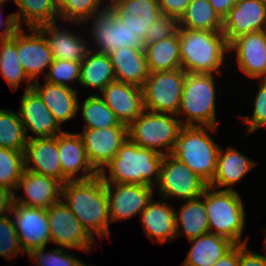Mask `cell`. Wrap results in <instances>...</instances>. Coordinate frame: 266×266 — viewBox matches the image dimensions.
<instances>
[{"label": "cell", "mask_w": 266, "mask_h": 266, "mask_svg": "<svg viewBox=\"0 0 266 266\" xmlns=\"http://www.w3.org/2000/svg\"><path fill=\"white\" fill-rule=\"evenodd\" d=\"M0 74L13 91L22 82H28L25 91L32 89L33 83L24 72L18 57L16 32L11 38L0 40Z\"/></svg>", "instance_id": "e575fe53"}, {"label": "cell", "mask_w": 266, "mask_h": 266, "mask_svg": "<svg viewBox=\"0 0 266 266\" xmlns=\"http://www.w3.org/2000/svg\"><path fill=\"white\" fill-rule=\"evenodd\" d=\"M240 72L250 79H266V30L242 34L229 43Z\"/></svg>", "instance_id": "e0dca14e"}, {"label": "cell", "mask_w": 266, "mask_h": 266, "mask_svg": "<svg viewBox=\"0 0 266 266\" xmlns=\"http://www.w3.org/2000/svg\"><path fill=\"white\" fill-rule=\"evenodd\" d=\"M68 28L58 25V21L38 27L49 44L53 60L82 62L90 50V41L86 35L81 33L79 35Z\"/></svg>", "instance_id": "7402d4cb"}, {"label": "cell", "mask_w": 266, "mask_h": 266, "mask_svg": "<svg viewBox=\"0 0 266 266\" xmlns=\"http://www.w3.org/2000/svg\"><path fill=\"white\" fill-rule=\"evenodd\" d=\"M266 30V0H238L223 19V35L228 43L236 37Z\"/></svg>", "instance_id": "ffe728a7"}, {"label": "cell", "mask_w": 266, "mask_h": 266, "mask_svg": "<svg viewBox=\"0 0 266 266\" xmlns=\"http://www.w3.org/2000/svg\"><path fill=\"white\" fill-rule=\"evenodd\" d=\"M50 239L60 248L91 252L96 248L95 239L86 231L61 198L47 209ZM95 247V248H94Z\"/></svg>", "instance_id": "8fae6325"}, {"label": "cell", "mask_w": 266, "mask_h": 266, "mask_svg": "<svg viewBox=\"0 0 266 266\" xmlns=\"http://www.w3.org/2000/svg\"><path fill=\"white\" fill-rule=\"evenodd\" d=\"M218 127L182 126L169 155L176 157L199 175L208 184L212 181L217 166L220 146L210 133Z\"/></svg>", "instance_id": "277c9868"}, {"label": "cell", "mask_w": 266, "mask_h": 266, "mask_svg": "<svg viewBox=\"0 0 266 266\" xmlns=\"http://www.w3.org/2000/svg\"><path fill=\"white\" fill-rule=\"evenodd\" d=\"M78 134L82 138L90 164L100 173L128 139V128L114 126L103 129H83V132Z\"/></svg>", "instance_id": "9a60e30c"}, {"label": "cell", "mask_w": 266, "mask_h": 266, "mask_svg": "<svg viewBox=\"0 0 266 266\" xmlns=\"http://www.w3.org/2000/svg\"><path fill=\"white\" fill-rule=\"evenodd\" d=\"M212 266H239V244H235Z\"/></svg>", "instance_id": "c3c4849f"}, {"label": "cell", "mask_w": 266, "mask_h": 266, "mask_svg": "<svg viewBox=\"0 0 266 266\" xmlns=\"http://www.w3.org/2000/svg\"><path fill=\"white\" fill-rule=\"evenodd\" d=\"M210 233L225 237L234 244H248L242 240L246 225L245 205L237 190H217L208 186L204 191Z\"/></svg>", "instance_id": "5b68a950"}, {"label": "cell", "mask_w": 266, "mask_h": 266, "mask_svg": "<svg viewBox=\"0 0 266 266\" xmlns=\"http://www.w3.org/2000/svg\"><path fill=\"white\" fill-rule=\"evenodd\" d=\"M239 266H266V260L261 254L251 251L247 244H239Z\"/></svg>", "instance_id": "bcb514c9"}, {"label": "cell", "mask_w": 266, "mask_h": 266, "mask_svg": "<svg viewBox=\"0 0 266 266\" xmlns=\"http://www.w3.org/2000/svg\"><path fill=\"white\" fill-rule=\"evenodd\" d=\"M48 69L44 81L69 88H73L72 83H79L81 62L53 60Z\"/></svg>", "instance_id": "60d3db41"}, {"label": "cell", "mask_w": 266, "mask_h": 266, "mask_svg": "<svg viewBox=\"0 0 266 266\" xmlns=\"http://www.w3.org/2000/svg\"><path fill=\"white\" fill-rule=\"evenodd\" d=\"M3 5L5 4H0V9H2ZM2 27H4V29L1 30ZM18 29H19V26L17 25V22L15 20L14 13L7 15L6 20H3L0 18V38L1 39L11 38Z\"/></svg>", "instance_id": "7dc6e473"}, {"label": "cell", "mask_w": 266, "mask_h": 266, "mask_svg": "<svg viewBox=\"0 0 266 266\" xmlns=\"http://www.w3.org/2000/svg\"><path fill=\"white\" fill-rule=\"evenodd\" d=\"M19 106L18 113L28 139L55 137L64 131L33 89L24 90ZM28 131L35 136H29Z\"/></svg>", "instance_id": "d6986e66"}, {"label": "cell", "mask_w": 266, "mask_h": 266, "mask_svg": "<svg viewBox=\"0 0 266 266\" xmlns=\"http://www.w3.org/2000/svg\"><path fill=\"white\" fill-rule=\"evenodd\" d=\"M82 109V110H81ZM81 111L83 129H99L114 126H127L120 123L114 112L106 105L103 99L97 94H91L83 100L82 105L78 101V111Z\"/></svg>", "instance_id": "d590c367"}, {"label": "cell", "mask_w": 266, "mask_h": 266, "mask_svg": "<svg viewBox=\"0 0 266 266\" xmlns=\"http://www.w3.org/2000/svg\"><path fill=\"white\" fill-rule=\"evenodd\" d=\"M181 67L186 73L220 74L229 54L223 32L178 28Z\"/></svg>", "instance_id": "3957f363"}, {"label": "cell", "mask_w": 266, "mask_h": 266, "mask_svg": "<svg viewBox=\"0 0 266 266\" xmlns=\"http://www.w3.org/2000/svg\"><path fill=\"white\" fill-rule=\"evenodd\" d=\"M25 128L17 112L0 109V147L24 151L28 144Z\"/></svg>", "instance_id": "8d00e7d4"}, {"label": "cell", "mask_w": 266, "mask_h": 266, "mask_svg": "<svg viewBox=\"0 0 266 266\" xmlns=\"http://www.w3.org/2000/svg\"><path fill=\"white\" fill-rule=\"evenodd\" d=\"M191 0H158L162 14L171 15L177 20L184 14Z\"/></svg>", "instance_id": "f6af8a7d"}, {"label": "cell", "mask_w": 266, "mask_h": 266, "mask_svg": "<svg viewBox=\"0 0 266 266\" xmlns=\"http://www.w3.org/2000/svg\"><path fill=\"white\" fill-rule=\"evenodd\" d=\"M13 205V192L0 186V218L11 213Z\"/></svg>", "instance_id": "681fc988"}, {"label": "cell", "mask_w": 266, "mask_h": 266, "mask_svg": "<svg viewBox=\"0 0 266 266\" xmlns=\"http://www.w3.org/2000/svg\"><path fill=\"white\" fill-rule=\"evenodd\" d=\"M185 78L182 68L150 73L141 87L144 109L177 115Z\"/></svg>", "instance_id": "30bf717a"}, {"label": "cell", "mask_w": 266, "mask_h": 266, "mask_svg": "<svg viewBox=\"0 0 266 266\" xmlns=\"http://www.w3.org/2000/svg\"><path fill=\"white\" fill-rule=\"evenodd\" d=\"M19 242L27 254L51 243L47 210L13 203L11 213Z\"/></svg>", "instance_id": "4fadbf2b"}, {"label": "cell", "mask_w": 266, "mask_h": 266, "mask_svg": "<svg viewBox=\"0 0 266 266\" xmlns=\"http://www.w3.org/2000/svg\"><path fill=\"white\" fill-rule=\"evenodd\" d=\"M115 73L109 55L89 50L81 62L79 84L101 92L115 81Z\"/></svg>", "instance_id": "1f68e13d"}, {"label": "cell", "mask_w": 266, "mask_h": 266, "mask_svg": "<svg viewBox=\"0 0 266 266\" xmlns=\"http://www.w3.org/2000/svg\"><path fill=\"white\" fill-rule=\"evenodd\" d=\"M66 250L56 247L48 252L45 246L32 249L26 255L29 259H33L36 266H93L85 264L75 254Z\"/></svg>", "instance_id": "ab89813d"}, {"label": "cell", "mask_w": 266, "mask_h": 266, "mask_svg": "<svg viewBox=\"0 0 266 266\" xmlns=\"http://www.w3.org/2000/svg\"><path fill=\"white\" fill-rule=\"evenodd\" d=\"M182 126L174 114L144 109L141 115L127 126L128 139L139 147L168 155Z\"/></svg>", "instance_id": "52a82bcc"}, {"label": "cell", "mask_w": 266, "mask_h": 266, "mask_svg": "<svg viewBox=\"0 0 266 266\" xmlns=\"http://www.w3.org/2000/svg\"><path fill=\"white\" fill-rule=\"evenodd\" d=\"M108 195L109 218L111 223L140 216L153 199L154 187L140 184L106 183Z\"/></svg>", "instance_id": "7c38bea8"}, {"label": "cell", "mask_w": 266, "mask_h": 266, "mask_svg": "<svg viewBox=\"0 0 266 266\" xmlns=\"http://www.w3.org/2000/svg\"><path fill=\"white\" fill-rule=\"evenodd\" d=\"M100 94L99 96L114 112L120 123L127 126L144 110L142 88L137 85L115 80L109 83Z\"/></svg>", "instance_id": "44dd1931"}, {"label": "cell", "mask_w": 266, "mask_h": 266, "mask_svg": "<svg viewBox=\"0 0 266 266\" xmlns=\"http://www.w3.org/2000/svg\"><path fill=\"white\" fill-rule=\"evenodd\" d=\"M178 30V20L171 15L161 14L149 28L144 44L157 43L172 36Z\"/></svg>", "instance_id": "ee69618b"}, {"label": "cell", "mask_w": 266, "mask_h": 266, "mask_svg": "<svg viewBox=\"0 0 266 266\" xmlns=\"http://www.w3.org/2000/svg\"><path fill=\"white\" fill-rule=\"evenodd\" d=\"M107 4L108 0H56L59 20L76 26L86 23Z\"/></svg>", "instance_id": "74e56055"}, {"label": "cell", "mask_w": 266, "mask_h": 266, "mask_svg": "<svg viewBox=\"0 0 266 266\" xmlns=\"http://www.w3.org/2000/svg\"><path fill=\"white\" fill-rule=\"evenodd\" d=\"M261 84L257 89L253 103L252 116H241L246 126L245 134L250 135L263 126L266 127V79H260Z\"/></svg>", "instance_id": "7bdbcfd3"}, {"label": "cell", "mask_w": 266, "mask_h": 266, "mask_svg": "<svg viewBox=\"0 0 266 266\" xmlns=\"http://www.w3.org/2000/svg\"><path fill=\"white\" fill-rule=\"evenodd\" d=\"M88 22L90 25L88 37L93 40L90 49L100 54L108 55L122 47L144 48L145 46L143 39L134 33L128 25L123 24L108 4L101 11L96 12L86 23Z\"/></svg>", "instance_id": "ba28073f"}, {"label": "cell", "mask_w": 266, "mask_h": 266, "mask_svg": "<svg viewBox=\"0 0 266 266\" xmlns=\"http://www.w3.org/2000/svg\"><path fill=\"white\" fill-rule=\"evenodd\" d=\"M215 79V74L186 73L181 105L176 115L183 126H219Z\"/></svg>", "instance_id": "8992f818"}, {"label": "cell", "mask_w": 266, "mask_h": 266, "mask_svg": "<svg viewBox=\"0 0 266 266\" xmlns=\"http://www.w3.org/2000/svg\"><path fill=\"white\" fill-rule=\"evenodd\" d=\"M163 200L153 198L139 216L145 235L161 245L176 239L175 208Z\"/></svg>", "instance_id": "cb8c5ba5"}, {"label": "cell", "mask_w": 266, "mask_h": 266, "mask_svg": "<svg viewBox=\"0 0 266 266\" xmlns=\"http://www.w3.org/2000/svg\"><path fill=\"white\" fill-rule=\"evenodd\" d=\"M208 183L183 162L171 155H164L159 180L154 187L164 200H191L202 196Z\"/></svg>", "instance_id": "9c48e42d"}, {"label": "cell", "mask_w": 266, "mask_h": 266, "mask_svg": "<svg viewBox=\"0 0 266 266\" xmlns=\"http://www.w3.org/2000/svg\"><path fill=\"white\" fill-rule=\"evenodd\" d=\"M163 156L155 150L139 147L127 139L99 175L106 183L155 187L159 180ZM106 170L110 174L109 177Z\"/></svg>", "instance_id": "7a4b0ae2"}, {"label": "cell", "mask_w": 266, "mask_h": 266, "mask_svg": "<svg viewBox=\"0 0 266 266\" xmlns=\"http://www.w3.org/2000/svg\"><path fill=\"white\" fill-rule=\"evenodd\" d=\"M26 254L20 245L11 215L0 218V256L12 260Z\"/></svg>", "instance_id": "b9f144b4"}, {"label": "cell", "mask_w": 266, "mask_h": 266, "mask_svg": "<svg viewBox=\"0 0 266 266\" xmlns=\"http://www.w3.org/2000/svg\"><path fill=\"white\" fill-rule=\"evenodd\" d=\"M24 170V151L0 147V186L14 193Z\"/></svg>", "instance_id": "f35d334b"}, {"label": "cell", "mask_w": 266, "mask_h": 266, "mask_svg": "<svg viewBox=\"0 0 266 266\" xmlns=\"http://www.w3.org/2000/svg\"><path fill=\"white\" fill-rule=\"evenodd\" d=\"M18 11L14 13L19 28H38L41 25L59 20L56 0H11Z\"/></svg>", "instance_id": "d6a6232c"}, {"label": "cell", "mask_w": 266, "mask_h": 266, "mask_svg": "<svg viewBox=\"0 0 266 266\" xmlns=\"http://www.w3.org/2000/svg\"><path fill=\"white\" fill-rule=\"evenodd\" d=\"M117 81L142 87L150 71L143 48L122 47L108 54Z\"/></svg>", "instance_id": "83f0119b"}, {"label": "cell", "mask_w": 266, "mask_h": 266, "mask_svg": "<svg viewBox=\"0 0 266 266\" xmlns=\"http://www.w3.org/2000/svg\"><path fill=\"white\" fill-rule=\"evenodd\" d=\"M176 238L185 235L189 240L209 233L208 215L204 203V193L187 200L178 210L175 208Z\"/></svg>", "instance_id": "f546056e"}, {"label": "cell", "mask_w": 266, "mask_h": 266, "mask_svg": "<svg viewBox=\"0 0 266 266\" xmlns=\"http://www.w3.org/2000/svg\"><path fill=\"white\" fill-rule=\"evenodd\" d=\"M216 13L224 19L238 0H209Z\"/></svg>", "instance_id": "f907efd6"}, {"label": "cell", "mask_w": 266, "mask_h": 266, "mask_svg": "<svg viewBox=\"0 0 266 266\" xmlns=\"http://www.w3.org/2000/svg\"><path fill=\"white\" fill-rule=\"evenodd\" d=\"M23 189L24 196H17ZM16 193V194H15ZM62 196V183L50 176L24 170L13 193V203L47 210Z\"/></svg>", "instance_id": "ac0fdd59"}, {"label": "cell", "mask_w": 266, "mask_h": 266, "mask_svg": "<svg viewBox=\"0 0 266 266\" xmlns=\"http://www.w3.org/2000/svg\"><path fill=\"white\" fill-rule=\"evenodd\" d=\"M61 198L93 238L96 237L94 233L102 240L110 236L108 195L100 175L62 184Z\"/></svg>", "instance_id": "6da1fadb"}, {"label": "cell", "mask_w": 266, "mask_h": 266, "mask_svg": "<svg viewBox=\"0 0 266 266\" xmlns=\"http://www.w3.org/2000/svg\"><path fill=\"white\" fill-rule=\"evenodd\" d=\"M24 161L26 170L53 177L62 183L57 136L29 139L24 150Z\"/></svg>", "instance_id": "d4e9b609"}, {"label": "cell", "mask_w": 266, "mask_h": 266, "mask_svg": "<svg viewBox=\"0 0 266 266\" xmlns=\"http://www.w3.org/2000/svg\"><path fill=\"white\" fill-rule=\"evenodd\" d=\"M115 15L143 40L162 12L158 0H108Z\"/></svg>", "instance_id": "603a6c76"}, {"label": "cell", "mask_w": 266, "mask_h": 266, "mask_svg": "<svg viewBox=\"0 0 266 266\" xmlns=\"http://www.w3.org/2000/svg\"><path fill=\"white\" fill-rule=\"evenodd\" d=\"M188 242L192 246L182 266H212L235 245L229 239L210 232Z\"/></svg>", "instance_id": "f1b7e54d"}, {"label": "cell", "mask_w": 266, "mask_h": 266, "mask_svg": "<svg viewBox=\"0 0 266 266\" xmlns=\"http://www.w3.org/2000/svg\"><path fill=\"white\" fill-rule=\"evenodd\" d=\"M150 73L180 69V37L178 30L170 37L144 46Z\"/></svg>", "instance_id": "4dcf8cb0"}, {"label": "cell", "mask_w": 266, "mask_h": 266, "mask_svg": "<svg viewBox=\"0 0 266 266\" xmlns=\"http://www.w3.org/2000/svg\"><path fill=\"white\" fill-rule=\"evenodd\" d=\"M7 1L8 0H0V4H5V3H7ZM9 1H11V0H9Z\"/></svg>", "instance_id": "f5cc1de1"}, {"label": "cell", "mask_w": 266, "mask_h": 266, "mask_svg": "<svg viewBox=\"0 0 266 266\" xmlns=\"http://www.w3.org/2000/svg\"><path fill=\"white\" fill-rule=\"evenodd\" d=\"M236 149L232 146H227L226 150L220 147L216 172L208 186L218 190H235L233 186L256 166L255 160Z\"/></svg>", "instance_id": "484cf974"}, {"label": "cell", "mask_w": 266, "mask_h": 266, "mask_svg": "<svg viewBox=\"0 0 266 266\" xmlns=\"http://www.w3.org/2000/svg\"><path fill=\"white\" fill-rule=\"evenodd\" d=\"M57 145L62 168V184L68 181L90 180L99 175L90 164L82 138L78 133L64 130L57 135Z\"/></svg>", "instance_id": "2e32d148"}, {"label": "cell", "mask_w": 266, "mask_h": 266, "mask_svg": "<svg viewBox=\"0 0 266 266\" xmlns=\"http://www.w3.org/2000/svg\"><path fill=\"white\" fill-rule=\"evenodd\" d=\"M39 82L38 80L33 83L32 89L39 95L60 126L77 117L79 101L77 89L47 81L41 85Z\"/></svg>", "instance_id": "4316f807"}, {"label": "cell", "mask_w": 266, "mask_h": 266, "mask_svg": "<svg viewBox=\"0 0 266 266\" xmlns=\"http://www.w3.org/2000/svg\"><path fill=\"white\" fill-rule=\"evenodd\" d=\"M16 45L20 63L29 80L37 82L39 74L44 78V71L52 63L53 56L43 33L38 28H27V32L23 27L19 28L16 31Z\"/></svg>", "instance_id": "5bb4252c"}, {"label": "cell", "mask_w": 266, "mask_h": 266, "mask_svg": "<svg viewBox=\"0 0 266 266\" xmlns=\"http://www.w3.org/2000/svg\"><path fill=\"white\" fill-rule=\"evenodd\" d=\"M178 28L222 32L223 19L213 9L209 0H191L178 20Z\"/></svg>", "instance_id": "836d02e7"}, {"label": "cell", "mask_w": 266, "mask_h": 266, "mask_svg": "<svg viewBox=\"0 0 266 266\" xmlns=\"http://www.w3.org/2000/svg\"><path fill=\"white\" fill-rule=\"evenodd\" d=\"M265 231V239H264V241H263V248H262V250H264L265 251V255L263 254H261V256L266 260V229H264Z\"/></svg>", "instance_id": "816d5d0a"}]
</instances>
